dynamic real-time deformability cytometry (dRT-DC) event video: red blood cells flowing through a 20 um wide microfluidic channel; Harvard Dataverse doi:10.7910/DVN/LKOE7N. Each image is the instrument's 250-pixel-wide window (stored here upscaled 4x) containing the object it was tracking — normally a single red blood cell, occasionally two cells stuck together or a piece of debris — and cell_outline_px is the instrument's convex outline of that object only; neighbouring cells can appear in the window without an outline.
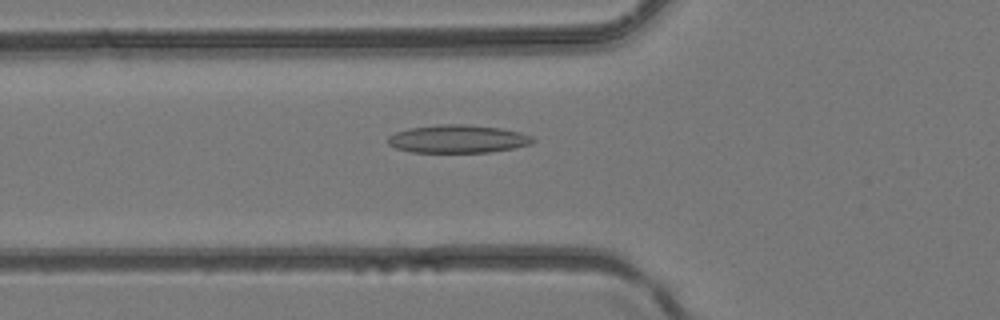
{"species": "common noctule bat (a hibernating species)", "species_latin": "Nyctalus noctula", "temperature_condition": "room temperature", "stored_images_in_passage": 28, "camera_frame_rate_fps": 3000, "um_per_image_px": 0.085, "animal": {"sex": "female", "body_mass_g": 24.6, "forearm_length_mm": 56.2}, "frame": {"image": 1, "passage_image": 3, "time_ms": 0.667, "image_size_px": [1000, 320], "cell_outline_px": [[536, 140], [532, 144], [512, 148], [488, 152], [412, 152], [396, 148], [388, 144], [388, 136], [396, 132], [408, 128], [440, 124], [468, 124], [500, 128], [520, 132], [532, 136]], "centroid_in_image_um": [38.92, 11.8], "position_along_channel_um": 86.9, "area_um2": 23.7}}
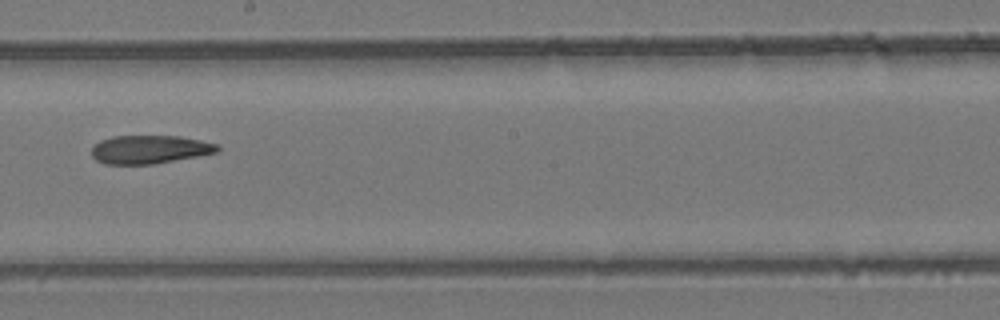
{"frame": {"image": 2, "passage_image": 12, "time_ms": 3.667, "image_size_px": [1000, 320], "cell_outline_px": [[220, 152], [152, 164], [104, 164], [96, 160], [92, 156], [92, 144], [100, 140], [112, 136], [180, 136], [200, 140], [216, 144], [220, 148]], "centroid_in_image_um": [12.69, 12.7], "position_along_channel_um": 235.5, "area_um2": 20.87}}
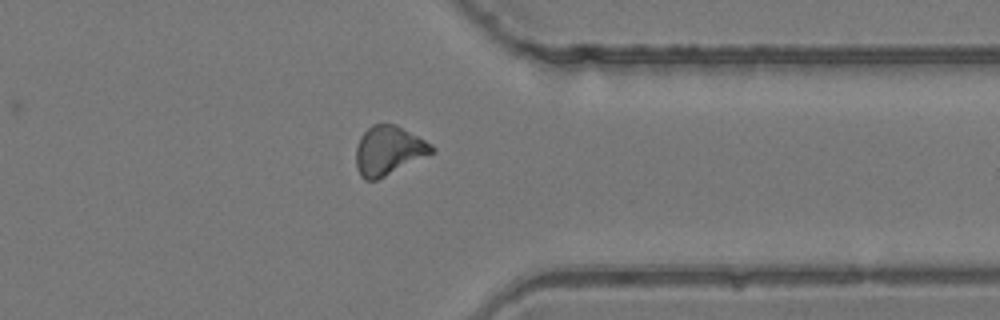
{"frame": {"image": 3, "passage_image": 21, "time_ms": 6.667, "image_size_px": [1000, 320], "cell_outline_px": [[436, 152], [376, 180], [364, 180], [360, 176], [356, 168], [356, 148], [360, 136], [372, 124], [396, 124], [432, 144], [436, 148]], "centroid_in_image_um": [33.03, 12.8], "position_along_channel_um": 378.4, "area_um2": 21.73}}